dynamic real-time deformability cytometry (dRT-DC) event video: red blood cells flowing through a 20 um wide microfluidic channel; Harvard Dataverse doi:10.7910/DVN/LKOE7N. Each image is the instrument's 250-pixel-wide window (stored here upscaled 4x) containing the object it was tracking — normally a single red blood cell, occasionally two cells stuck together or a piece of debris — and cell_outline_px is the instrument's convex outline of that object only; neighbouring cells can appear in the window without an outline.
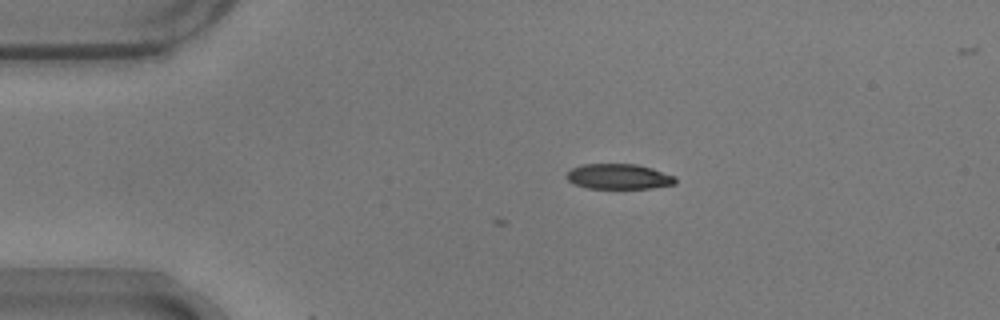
{"species": "common noctule bat (a hibernating species)", "species_latin": "Nyctalus noctula", "temperature_condition": "warm", "stored_images_in_passage": 3, "camera_frame_rate_fps": 3000, "um_per_image_px": 0.085, "animal": {"sex": "male", "body_mass_g": 17.9}, "frame": {"image": 1, "passage_image": 3, "time_ms": 0.667, "image_size_px": [1000, 320], "cell_outline_px": [[676, 184], [652, 188], [588, 188], [572, 184], [564, 176], [572, 168], [580, 164], [636, 164], [652, 168], [676, 176]], "centroid_in_image_um": [52.58, 15.0], "position_along_channel_um": 32.4, "area_um2": 16.18}}